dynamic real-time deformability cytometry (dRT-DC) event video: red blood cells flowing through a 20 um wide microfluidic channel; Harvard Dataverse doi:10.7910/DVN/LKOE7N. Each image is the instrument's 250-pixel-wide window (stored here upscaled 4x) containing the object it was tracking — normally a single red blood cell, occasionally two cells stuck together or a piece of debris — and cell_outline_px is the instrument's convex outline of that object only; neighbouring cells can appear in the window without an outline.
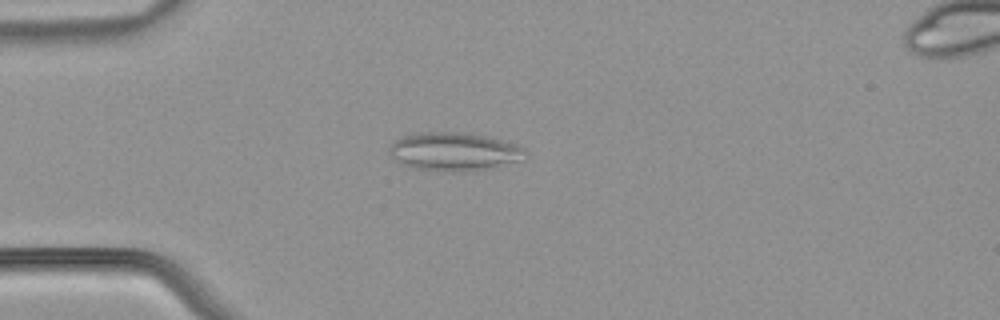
{"species": "common noctule bat (a hibernating species)", "species_latin": "Nyctalus noctula", "temperature_condition": "warm", "stored_images_in_passage": 51, "camera_frame_rate_fps": 3000, "um_per_image_px": 0.085, "animal": {"sex": "male", "body_mass_g": 21.5, "forearm_length_mm": 52.0}, "frame": {"image": 1, "passage_image": 14, "time_ms": 4.333, "image_size_px": [1000, 320], "cell_outline_px": [[528, 152], [520, 160], [472, 172], [448, 172], [412, 168], [400, 164], [392, 156], [388, 148], [396, 140], [404, 136], [416, 132], [464, 132], [488, 136], [516, 144], [524, 148]], "centroid_in_image_um": [38.59, 12.89], "position_along_channel_um": 46.4, "area_um2": 30.63}}
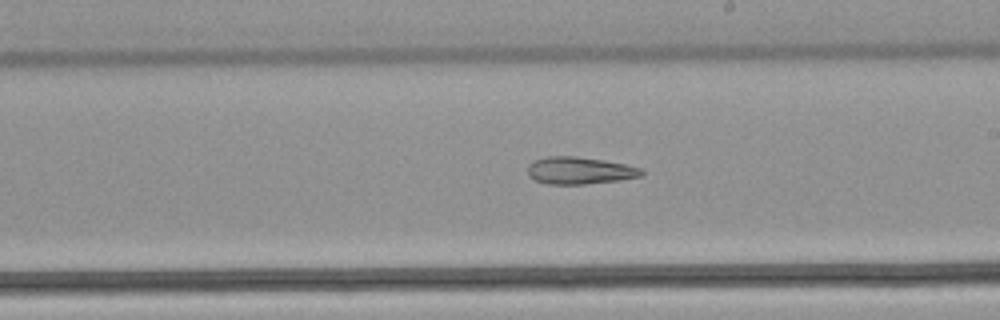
{"frame": {"image": 2, "passage_image": 30, "time_ms": 9.667, "image_size_px": [1000, 320], "cell_outline_px": [[644, 172], [640, 176], [620, 180], [584, 184], [548, 184], [536, 180], [528, 176], [528, 164], [532, 160], [548, 156], [576, 156], [604, 160], [644, 168]], "centroid_in_image_um": [49.26, 14.49], "position_along_channel_um": 239.7, "area_um2": 18.15}}
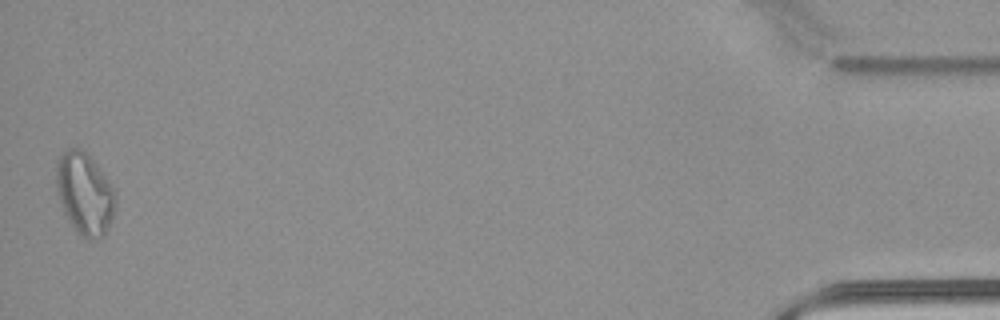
{"frame": {"image": 3, "passage_image": 51, "time_ms": 16.667, "image_size_px": [1000, 320], "cell_outline_px": [[116, 204], [112, 216], [104, 236], [88, 240], [80, 236], [68, 220], [60, 204], [56, 192], [56, 160], [68, 148], [80, 148], [96, 164], [116, 188]], "centroid_in_image_um": [7.19, 16.46], "position_along_channel_um": 428.0, "area_um2": 28.5}}